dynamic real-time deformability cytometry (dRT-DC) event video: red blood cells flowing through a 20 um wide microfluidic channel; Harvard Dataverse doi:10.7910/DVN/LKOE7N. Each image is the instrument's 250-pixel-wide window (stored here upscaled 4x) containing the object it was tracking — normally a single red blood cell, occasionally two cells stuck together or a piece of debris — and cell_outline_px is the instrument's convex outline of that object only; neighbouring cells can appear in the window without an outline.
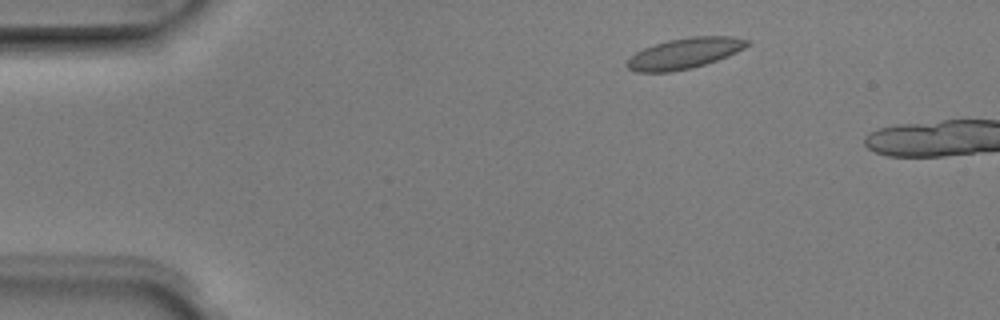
{"species": "Egyptian fruit bat (a non-hibernating species)", "species_latin": "Rousettus aegyptiacus", "temperature_condition": "room temperature", "stored_images_in_passage": 3, "camera_frame_rate_fps": 3000, "um_per_image_px": 0.085, "animal": {"sex": "male"}, "frame": {"image": 1, "passage_image": 2, "time_ms": 0.333, "image_size_px": [1000, 320], "cell_outline_px": [[748, 44], [744, 48], [728, 56], [692, 68], [672, 72], [636, 72], [628, 68], [624, 64], [636, 52], [652, 44], [668, 40], [692, 36], [732, 36], [748, 40]], "centroid_in_image_um": [58.15, 4.53], "position_along_channel_um": 26.8, "area_um2": 21.44}}